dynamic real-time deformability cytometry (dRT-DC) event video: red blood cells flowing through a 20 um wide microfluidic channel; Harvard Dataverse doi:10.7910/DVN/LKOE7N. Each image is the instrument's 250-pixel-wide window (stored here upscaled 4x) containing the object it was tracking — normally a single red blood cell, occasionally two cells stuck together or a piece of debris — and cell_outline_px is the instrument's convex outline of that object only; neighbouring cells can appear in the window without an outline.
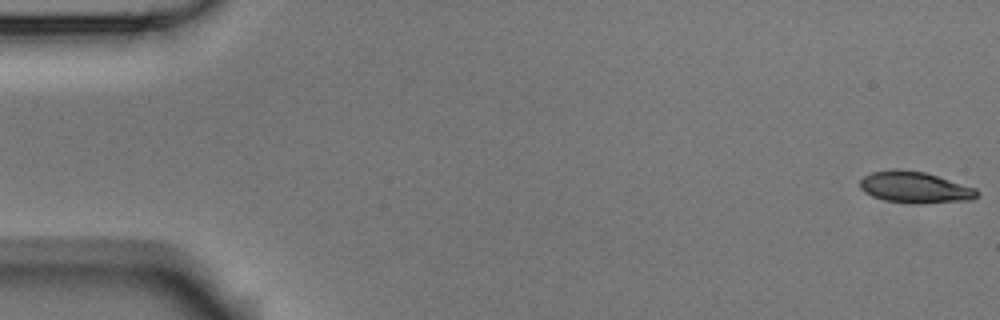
{"species": "Egyptian fruit bat (a non-hibernating species)", "species_latin": "Rousettus aegyptiacus", "temperature_condition": "room temperature", "stored_images_in_passage": 7, "camera_frame_rate_fps": 3000, "um_per_image_px": 0.085, "animal": {"sex": "male"}, "frame": {"image": 1, "passage_image": 1, "time_ms": 0.0, "image_size_px": [1000, 320], "cell_outline_px": [[980, 192], [972, 200], [924, 204], [916, 204], [884, 200], [872, 196], [864, 192], [860, 188], [860, 180], [864, 176], [872, 172], [888, 168], [900, 168], [924, 172], [976, 188]], "centroid_in_image_um": [77.75, 15.92], "position_along_channel_um": 7.3, "area_um2": 21.73}}
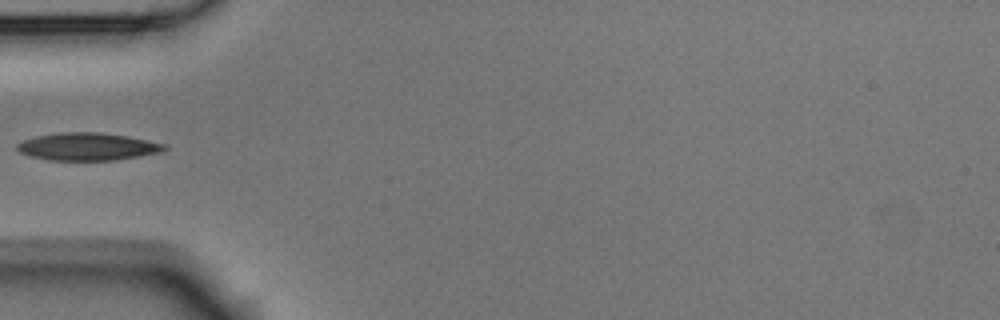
{"frame": {"image": 2, "passage_image": 5, "time_ms": 1.333, "image_size_px": [1000, 320], "cell_outline_px": [[168, 148], [160, 152], [140, 156], [116, 160], [48, 160], [28, 156], [20, 152], [16, 148], [16, 144], [24, 140], [36, 136], [60, 132], [100, 132], [128, 136], [164, 144]], "centroid_in_image_um": [7.41, 12.46], "position_along_channel_um": 77.6, "area_um2": 23.7}}
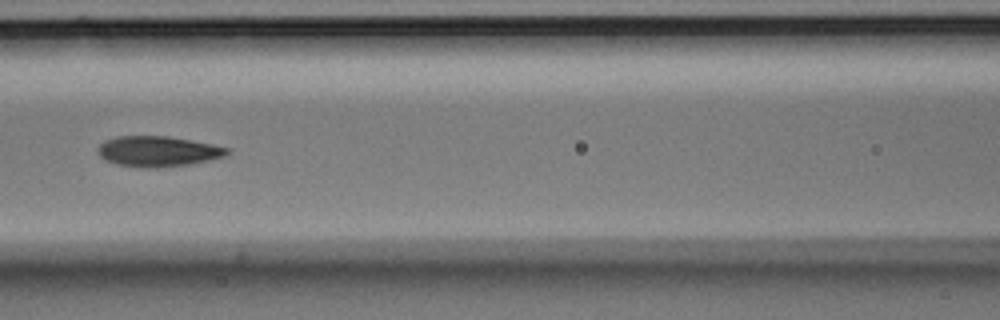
{"frame": {"image": 3, "passage_image": 7, "time_ms": 2.0, "image_size_px": [1000, 320], "cell_outline_px": [[232, 152], [224, 156], [208, 160], [188, 164], [156, 168], [144, 168], [116, 164], [100, 156], [96, 148], [104, 140], [116, 136], [168, 136], [212, 144], [228, 148]], "centroid_in_image_um": [13.4, 12.86], "position_along_channel_um": 153.2, "area_um2": 22.89}}